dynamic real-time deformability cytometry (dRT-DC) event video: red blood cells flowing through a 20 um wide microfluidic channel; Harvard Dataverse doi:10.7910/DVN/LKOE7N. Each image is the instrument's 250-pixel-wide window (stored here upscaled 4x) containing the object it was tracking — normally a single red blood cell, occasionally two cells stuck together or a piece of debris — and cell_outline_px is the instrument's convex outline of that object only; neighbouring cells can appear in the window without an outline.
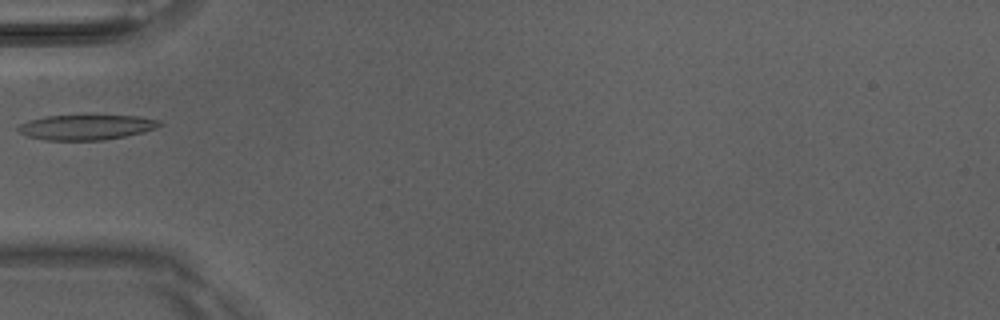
{"species": "Egyptian fruit bat (a non-hibernating species)", "species_latin": "Rousettus aegyptiacus", "temperature_condition": "room temperature", "stored_images_in_passage": 4, "camera_frame_rate_fps": 3000, "um_per_image_px": 0.085, "animal": {"sex": "male"}, "frame": {"image": 1, "passage_image": 4, "time_ms": 1.0, "image_size_px": [1000, 320], "cell_outline_px": [[164, 124], [156, 128], [124, 136], [104, 140], [44, 140], [28, 136], [20, 132], [16, 128], [20, 124], [28, 120], [44, 116], [140, 116], [160, 120]], "centroid_in_image_um": [7.32, 10.81], "position_along_channel_um": 77.7, "area_um2": 20.52}}